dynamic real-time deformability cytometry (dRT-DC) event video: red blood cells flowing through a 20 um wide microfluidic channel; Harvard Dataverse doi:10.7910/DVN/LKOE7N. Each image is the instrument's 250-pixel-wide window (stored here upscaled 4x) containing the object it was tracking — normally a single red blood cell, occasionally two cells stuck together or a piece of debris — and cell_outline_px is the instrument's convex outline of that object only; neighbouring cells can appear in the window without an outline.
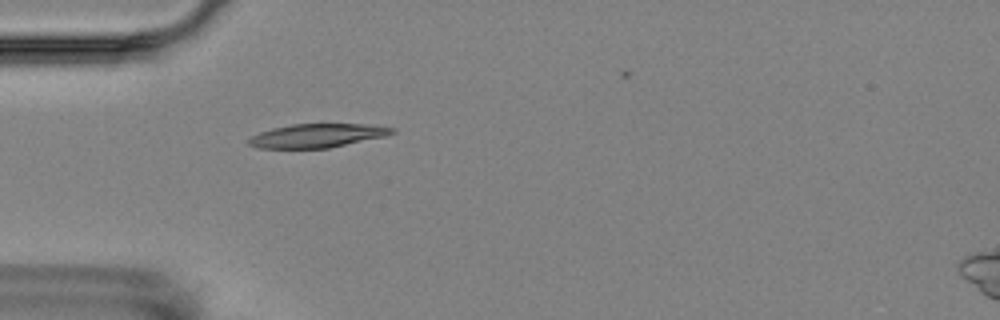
{"species": "Egyptian fruit bat (a non-hibernating species)", "species_latin": "Rousettus aegyptiacus", "temperature_condition": "room temperature", "stored_images_in_passage": 2, "camera_frame_rate_fps": 3000, "um_per_image_px": 0.085, "animal": {"sex": "female"}, "frame": {"image": 1, "passage_image": 1, "time_ms": 0.0, "image_size_px": [1000, 320], "cell_outline_px": [[396, 132], [388, 136], [328, 148], [260, 148], [248, 144], [248, 140], [252, 136], [260, 132], [272, 128], [292, 124], [364, 124], [396, 128]], "centroid_in_image_um": [27.01, 11.53], "position_along_channel_um": 58.0, "area_um2": 19.83}}